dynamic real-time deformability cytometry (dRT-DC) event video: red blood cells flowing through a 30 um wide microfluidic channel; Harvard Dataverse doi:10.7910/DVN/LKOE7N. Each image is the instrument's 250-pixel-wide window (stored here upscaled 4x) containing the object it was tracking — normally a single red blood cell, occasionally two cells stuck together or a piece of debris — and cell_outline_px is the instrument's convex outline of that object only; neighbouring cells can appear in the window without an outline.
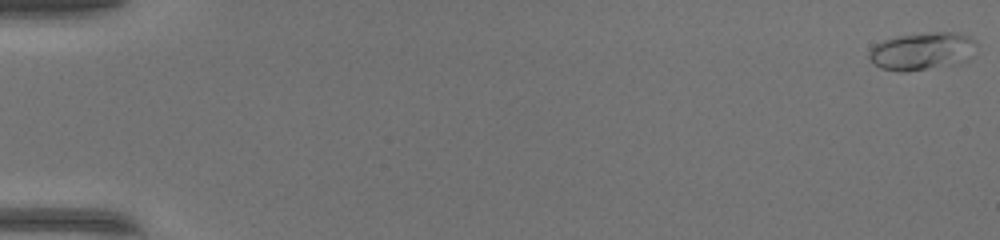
{"species": "common noctule bat (a hibernating species)", "species_latin": "Nyctalus noctula", "temperature_condition": "warm", "stored_images_in_passage": 51, "camera_frame_rate_fps": 3000, "um_per_image_px": 0.085, "animal": {"sex": "female", "body_mass_g": 17.0, "forearm_length_mm": 48.0}, "frame": {"image": 1, "passage_image": 1, "time_ms": 0.0, "image_size_px": [1000, 240], "cell_outline_px": [[976, 44], [972, 56], [968, 60], [956, 64], [904, 72], [880, 68], [872, 64], [868, 56], [868, 52], [876, 44], [884, 40], [896, 36], [928, 32], [956, 32], [968, 36]], "centroid_in_image_um": [78.36, 4.35], "position_along_channel_um": 6.6, "area_um2": 23.64}}
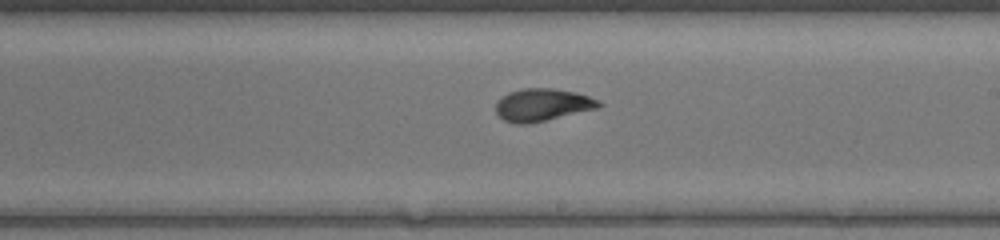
{"frame": {"image": 2, "passage_image": 31, "time_ms": 10.0, "image_size_px": [1000, 240], "cell_outline_px": [[604, 104], [600, 108], [544, 120], [524, 124], [516, 124], [504, 120], [496, 112], [496, 100], [500, 96], [508, 92], [520, 88], [552, 88], [576, 92], [588, 96]], "centroid_in_image_um": [46.08, 8.89], "position_along_channel_um": 242.9, "area_um2": 19.54}}
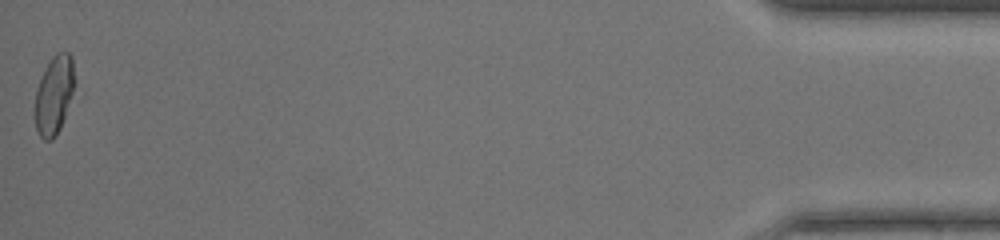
{"frame": {"image": 3, "passage_image": 51, "time_ms": 16.667, "image_size_px": [1000, 240], "cell_outline_px": [[76, 80], [60, 128], [52, 140], [44, 140], [40, 136], [36, 128], [36, 88], [44, 68], [52, 56], [56, 52], [68, 52], [72, 56]], "centroid_in_image_um": [4.61, 8.0], "position_along_channel_um": 430.6, "area_um2": 17.98}, "authors_computed_cell_mechanics": {"area_um2": 19.0162, "velocity_mm_per_s": 4.2103, "shape_relaxation_time_tau1_ms": 6.3316, "shape_relaxation_time_tau2_ms": 1.0363, "deformation_change_tau1": 0.2209, "deformation_change_tau2": 0.068}}